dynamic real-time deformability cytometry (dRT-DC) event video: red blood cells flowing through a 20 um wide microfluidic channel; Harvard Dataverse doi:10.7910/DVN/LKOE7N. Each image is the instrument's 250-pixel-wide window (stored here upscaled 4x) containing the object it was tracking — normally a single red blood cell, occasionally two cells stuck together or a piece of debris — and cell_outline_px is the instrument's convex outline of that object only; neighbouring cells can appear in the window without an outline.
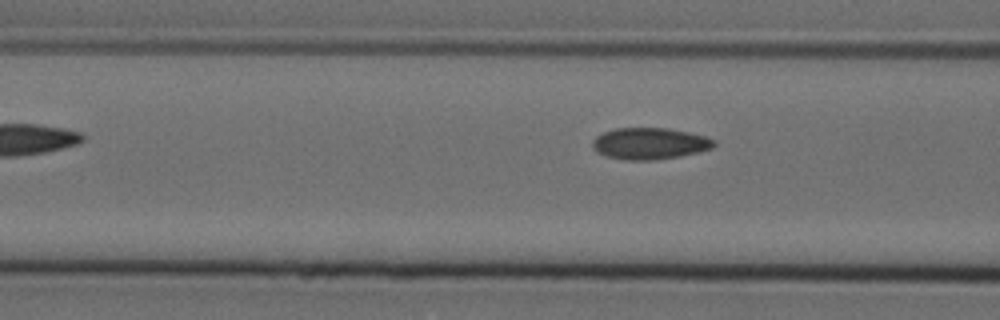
{"species": "Egyptian fruit bat (a non-hibernating species)", "species_latin": "Rousettus aegyptiacus", "temperature_condition": "cold", "stored_images_in_passage": 6, "camera_frame_rate_fps": 3000, "um_per_image_px": 0.085, "animal": {"sex": "female"}, "frame": {"image": 1, "passage_image": 6, "time_ms": 1.667, "image_size_px": [1000, 320], "cell_outline_px": [[716, 144], [712, 148], [680, 156], [656, 160], [624, 160], [604, 156], [596, 152], [592, 148], [592, 140], [596, 136], [604, 132], [616, 128], [668, 128], [688, 132], [704, 136], [716, 140]], "centroid_in_image_um": [55.19, 12.2], "position_along_channel_um": 111.4, "area_um2": 22.48}}